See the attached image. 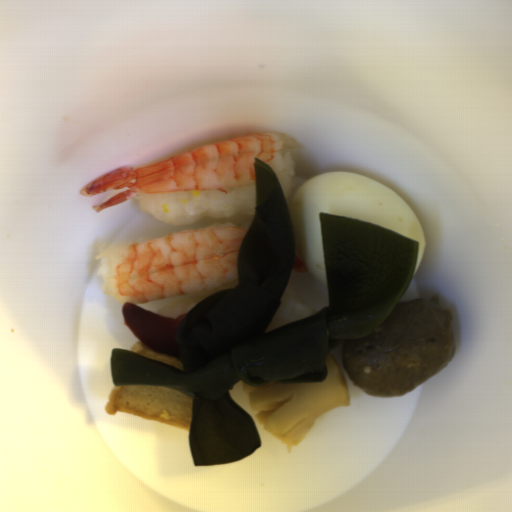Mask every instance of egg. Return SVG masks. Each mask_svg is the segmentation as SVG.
<instances>
[{"mask_svg":"<svg viewBox=\"0 0 512 512\" xmlns=\"http://www.w3.org/2000/svg\"><path fill=\"white\" fill-rule=\"evenodd\" d=\"M320 212L354 218L418 242L413 275L426 247L423 227L412 208L390 186L348 171H327L302 182L288 200L296 254L328 290ZM412 275V277H413Z\"/></svg>","mask_w":512,"mask_h":512,"instance_id":"obj_1","label":"egg"}]
</instances>
